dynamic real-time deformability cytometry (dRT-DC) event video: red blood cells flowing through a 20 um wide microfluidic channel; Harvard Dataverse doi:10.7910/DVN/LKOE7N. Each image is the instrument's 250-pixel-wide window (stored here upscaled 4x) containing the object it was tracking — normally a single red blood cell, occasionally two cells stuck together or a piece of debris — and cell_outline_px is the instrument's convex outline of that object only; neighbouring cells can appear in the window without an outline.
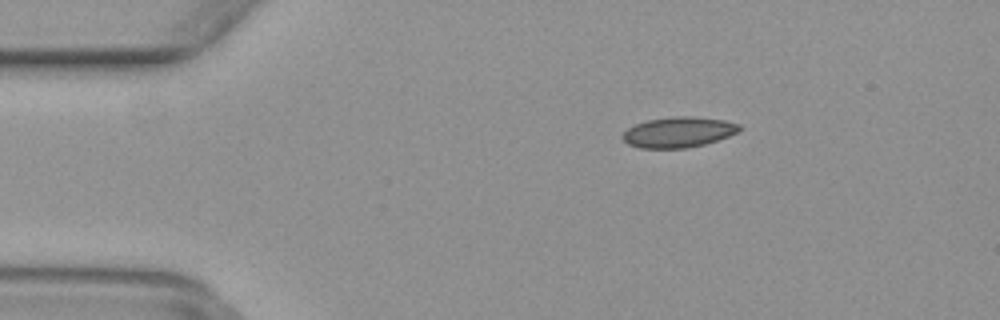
{"species": "common noctule bat (a hibernating species)", "species_latin": "Nyctalus noctula", "temperature_condition": "warm", "stored_images_in_passage": 50, "camera_frame_rate_fps": 3000, "um_per_image_px": 0.085, "animal": {"sex": "female", "body_mass_g": 29.2, "forearm_length_mm": 56.3}, "frame": {"image": 1, "passage_image": 9, "time_ms": 2.667, "image_size_px": [1000, 320], "cell_outline_px": [[740, 128], [736, 132], [728, 136], [704, 144], [684, 148], [640, 148], [628, 144], [620, 136], [628, 128], [636, 124], [648, 120], [676, 116], [692, 116], [724, 120], [740, 124]], "centroid_in_image_um": [57.64, 11.23], "position_along_channel_um": 27.4, "area_um2": 20.52}}
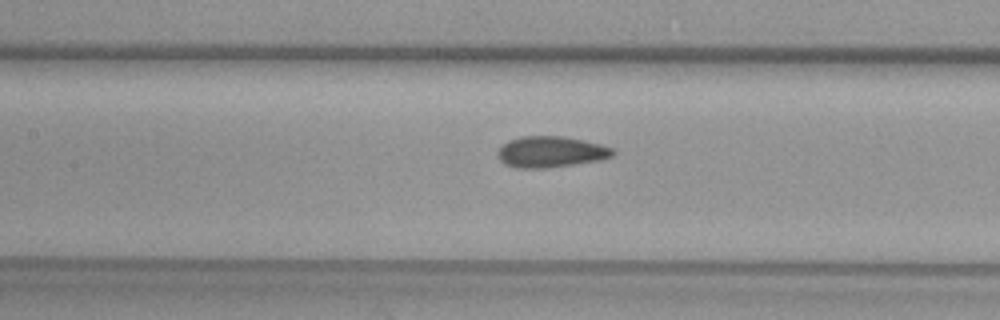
{"frame": {"image": 2, "passage_image": 23, "time_ms": 7.333, "image_size_px": [1000, 320], "cell_outline_px": [[616, 152], [612, 156], [600, 160], [548, 168], [516, 168], [504, 164], [496, 156], [496, 152], [508, 140], [520, 136], [564, 136], [584, 140], [600, 144], [612, 148]], "centroid_in_image_um": [46.79, 12.91], "position_along_channel_um": 160.6, "area_um2": 21.04}}
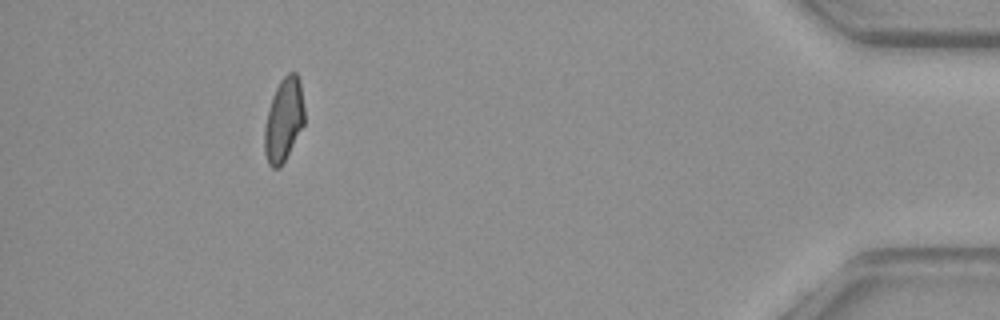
{"frame": {"image": 3, "passage_image": 46, "time_ms": 15.0, "image_size_px": [1000, 320], "cell_outline_px": [[304, 124], [280, 168], [272, 168], [268, 164], [264, 152], [264, 128], [268, 108], [272, 96], [280, 80], [288, 72], [296, 72], [300, 80], [304, 108]], "centroid_in_image_um": [24.1, 10.17], "position_along_channel_um": 411.1, "area_um2": 19.48}}